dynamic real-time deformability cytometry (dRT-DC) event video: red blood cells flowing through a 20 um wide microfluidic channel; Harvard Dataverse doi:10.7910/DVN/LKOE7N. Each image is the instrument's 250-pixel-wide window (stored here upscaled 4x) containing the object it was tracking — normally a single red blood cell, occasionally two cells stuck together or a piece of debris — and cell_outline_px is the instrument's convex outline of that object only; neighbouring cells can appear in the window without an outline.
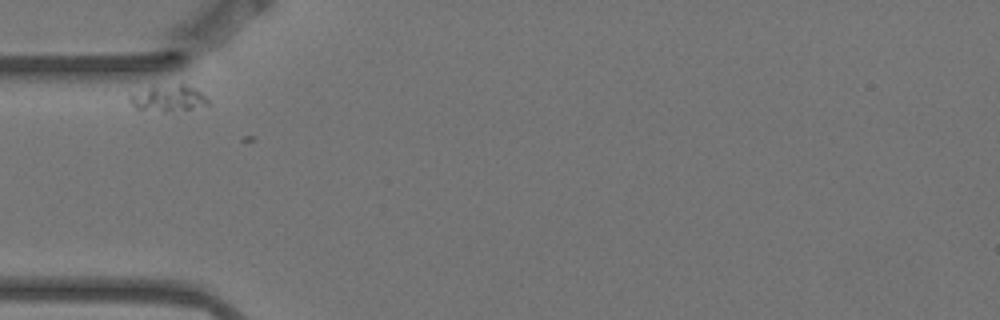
{"species": "Egyptian fruit bat (a non-hibernating species)", "species_latin": "Rousettus aegyptiacus", "temperature_condition": "warm", "stored_images_in_passage": 2, "camera_frame_rate_fps": 3000, "um_per_image_px": 0.085, "animal": {"sex": "female"}, "frame": {"image": 1, "passage_image": 1, "time_ms": 0.0, "image_size_px": [1000, 320], "cell_outline_px": [[208, 104], [188, 108], [136, 108], [128, 100], [128, 96], [152, 88], [180, 84], [184, 84], [200, 92], [208, 100]], "centroid_in_image_um": [14.33, 8.31], "position_along_channel_um": 70.7, "area_um2": 10.4}}